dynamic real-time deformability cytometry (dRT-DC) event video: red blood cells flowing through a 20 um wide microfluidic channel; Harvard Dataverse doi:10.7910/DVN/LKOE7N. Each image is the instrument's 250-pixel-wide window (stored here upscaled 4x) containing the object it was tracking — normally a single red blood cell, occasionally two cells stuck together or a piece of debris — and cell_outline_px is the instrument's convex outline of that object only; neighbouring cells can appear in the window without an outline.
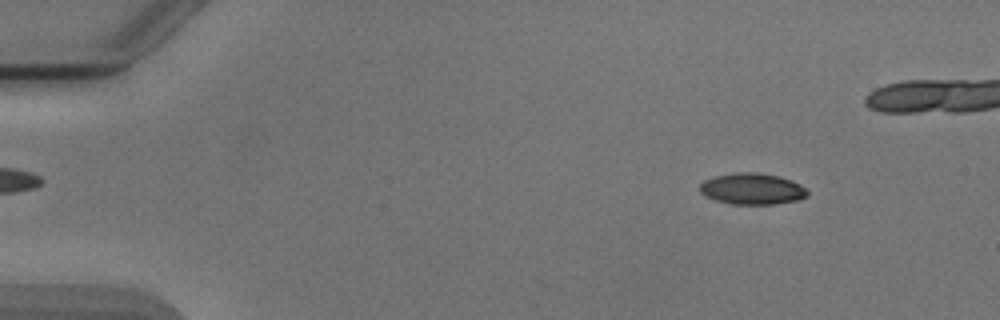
{"species": "Egyptian fruit bat (a non-hibernating species)", "species_latin": "Rousettus aegyptiacus", "temperature_condition": "cold", "stored_images_in_passage": 8, "camera_frame_rate_fps": 3000, "um_per_image_px": 0.085, "animal": {"sex": "male"}, "frame": {"image": 1, "passage_image": 1, "time_ms": 0.0, "image_size_px": [1000, 320], "cell_outline_px": [[808, 196], [800, 200], [772, 204], [732, 204], [716, 200], [704, 196], [700, 192], [700, 184], [704, 180], [716, 176], [736, 172], [756, 172], [780, 176], [800, 184], [808, 192]], "centroid_in_image_um": [63.94, 16.05], "position_along_channel_um": 21.1, "area_um2": 19.65}}
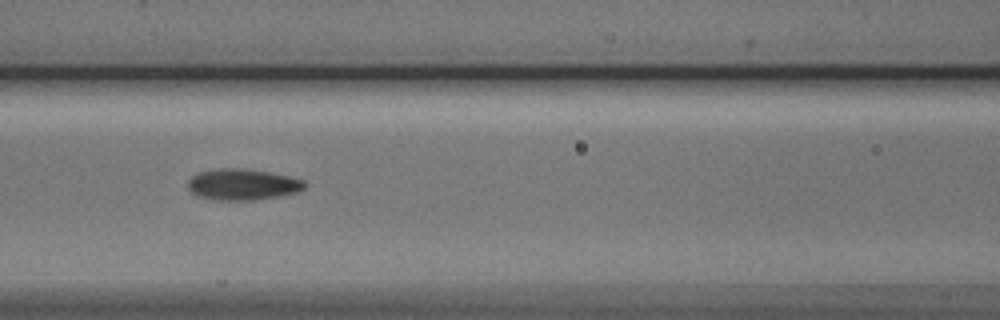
{"frame": {"image": 2, "passage_image": 6, "time_ms": 5.667, "image_size_px": [1000, 320], "cell_outline_px": [[308, 184], [304, 188], [296, 192], [280, 196], [252, 200], [216, 200], [196, 196], [188, 188], [188, 180], [196, 172], [220, 168], [244, 168], [268, 172], [288, 176], [304, 180]], "centroid_in_image_um": [20.6, 15.67], "position_along_channel_um": 146.0, "area_um2": 21.33}}
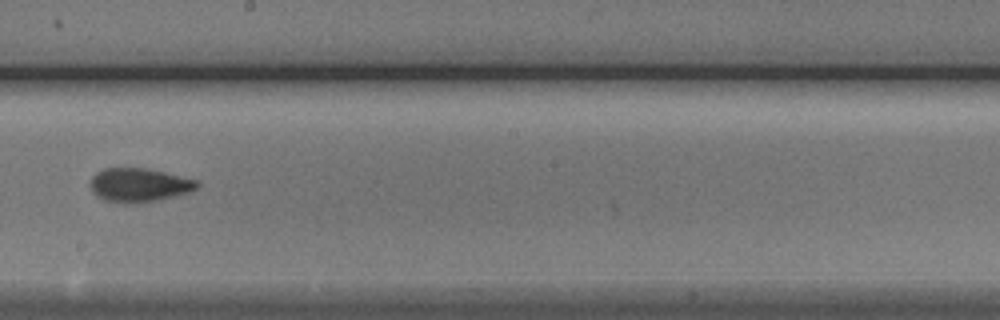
{"frame": {"image": 3, "passage_image": 8, "time_ms": 8.0, "image_size_px": [1000, 320], "cell_outline_px": [[200, 184], [196, 188], [188, 192], [156, 200], [124, 204], [104, 200], [96, 196], [92, 192], [88, 184], [92, 176], [96, 172], [104, 168], [144, 168], [164, 172], [196, 180]], "centroid_in_image_um": [11.73, 15.72], "position_along_channel_um": 236.5, "area_um2": 20.92}}